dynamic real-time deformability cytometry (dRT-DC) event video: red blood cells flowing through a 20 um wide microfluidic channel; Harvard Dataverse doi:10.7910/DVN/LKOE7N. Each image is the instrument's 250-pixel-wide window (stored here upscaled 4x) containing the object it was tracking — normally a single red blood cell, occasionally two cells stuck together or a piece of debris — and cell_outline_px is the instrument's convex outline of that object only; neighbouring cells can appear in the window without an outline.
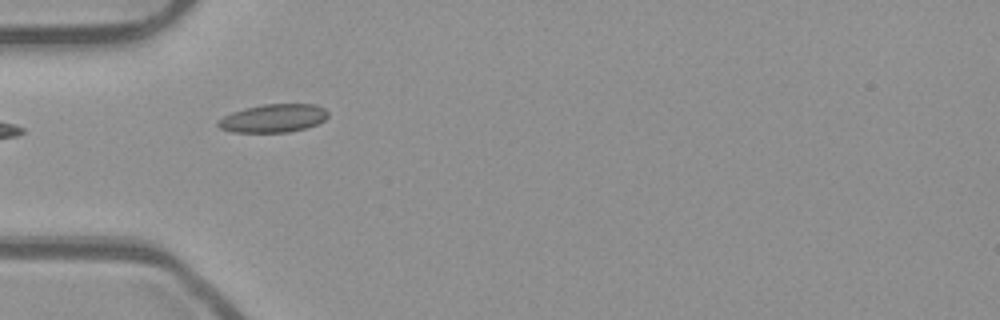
{"species": "common noctule bat (a hibernating species)", "species_latin": "Nyctalus noctula", "temperature_condition": "room temperature", "stored_images_in_passage": 5, "camera_frame_rate_fps": 3000, "um_per_image_px": 0.085, "animal": {"sex": "male", "body_mass_g": 23.1, "forearm_length_mm": 52.7}, "frame": {"image": 1, "passage_image": 1, "time_ms": 0.0, "image_size_px": [1000, 320], "cell_outline_px": [[328, 116], [324, 120], [316, 124], [304, 128], [288, 132], [232, 132], [220, 128], [216, 124], [224, 116], [232, 112], [244, 108], [264, 104], [316, 104], [324, 108], [328, 112]], "centroid_in_image_um": [23.24, 10.04], "position_along_channel_um": 61.8, "area_um2": 17.98}}